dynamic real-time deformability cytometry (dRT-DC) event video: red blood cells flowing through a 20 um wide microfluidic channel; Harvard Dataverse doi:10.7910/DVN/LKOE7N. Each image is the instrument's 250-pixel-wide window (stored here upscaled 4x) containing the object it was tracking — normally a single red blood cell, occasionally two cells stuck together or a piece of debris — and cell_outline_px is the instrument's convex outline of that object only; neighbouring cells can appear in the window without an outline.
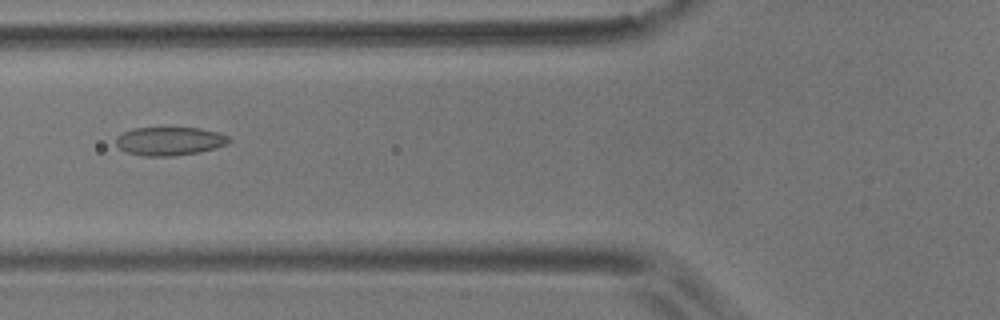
{"species": "common noctule bat (a hibernating species)", "species_latin": "Nyctalus noctula", "temperature_condition": "room temperature", "stored_images_in_passage": 5, "camera_frame_rate_fps": 3000, "um_per_image_px": 0.085, "animal": {"sex": "male", "body_mass_g": 17.9}, "frame": {"image": 1, "passage_image": 3, "time_ms": 2.333, "image_size_px": [1000, 320], "cell_outline_px": [[232, 140], [228, 144], [216, 148], [200, 152], [172, 156], [144, 156], [128, 152], [120, 148], [116, 144], [116, 136], [132, 128], [200, 128], [220, 132], [228, 136]], "centroid_in_image_um": [14.46, 11.99], "position_along_channel_um": 111.3, "area_um2": 18.84}}
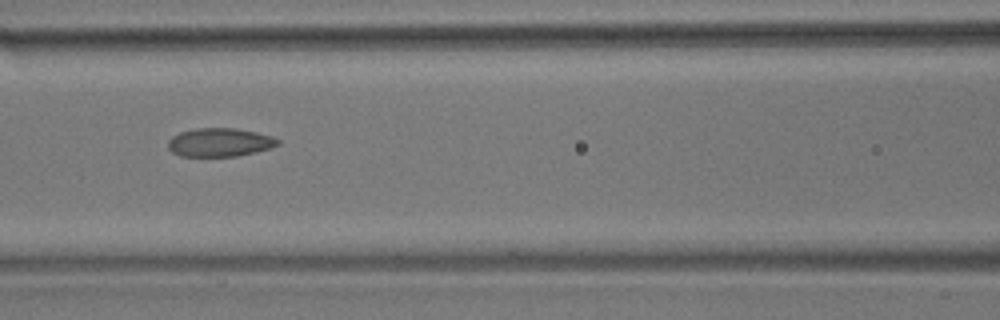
{"frame": {"image": 2, "passage_image": 4, "time_ms": 3.333, "image_size_px": [1000, 320], "cell_outline_px": [[280, 144], [256, 152], [236, 156], [180, 156], [172, 152], [168, 148], [168, 140], [172, 136], [180, 132], [196, 128], [236, 128], [256, 132], [272, 136], [280, 140]], "centroid_in_image_um": [18.67, 12.09], "position_along_channel_um": 147.9, "area_um2": 18.26}}
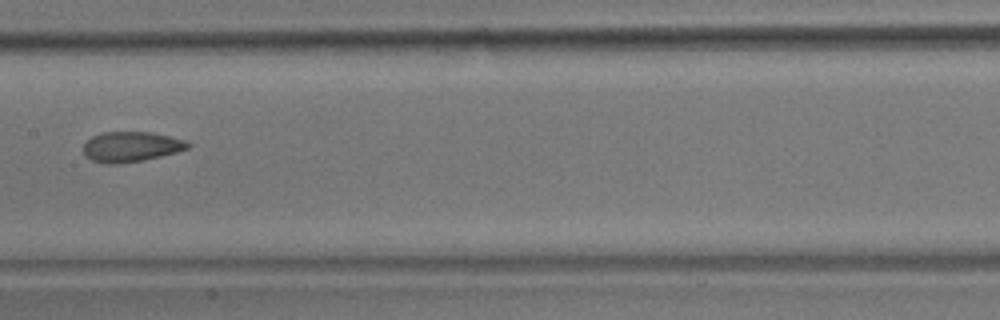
{"frame": {"image": 3, "passage_image": 5, "time_ms": 4.667, "image_size_px": [1000, 320], "cell_outline_px": [[192, 144], [188, 148], [176, 152], [144, 160], [116, 164], [108, 164], [92, 160], [84, 152], [84, 144], [92, 136], [100, 132], [148, 132], [168, 136], [184, 140]], "centroid_in_image_um": [11.14, 12.47], "position_along_channel_um": 196.3, "area_um2": 18.15}}